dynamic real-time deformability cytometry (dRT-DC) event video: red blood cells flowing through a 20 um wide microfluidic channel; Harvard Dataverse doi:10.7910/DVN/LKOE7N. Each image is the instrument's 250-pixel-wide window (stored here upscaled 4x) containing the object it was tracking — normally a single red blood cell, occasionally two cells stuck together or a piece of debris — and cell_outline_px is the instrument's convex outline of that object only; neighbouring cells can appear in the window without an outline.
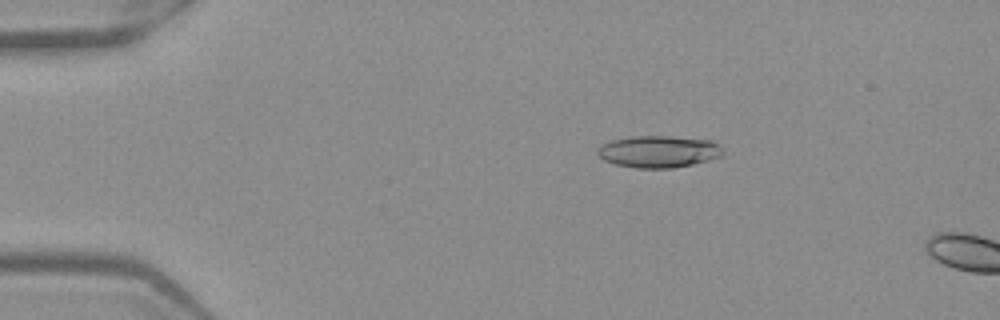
{"species": "Egyptian fruit bat (a non-hibernating species)", "species_latin": "Rousettus aegyptiacus", "temperature_condition": "warm", "stored_images_in_passage": 13, "camera_frame_rate_fps": 3000, "um_per_image_px": 0.085, "frame": {"image": 1, "passage_image": 10, "time_ms": 3.0, "image_size_px": [1000, 320], "cell_outline_px": [[724, 152], [720, 156], [708, 160], [692, 164], [672, 168], [636, 168], [616, 164], [604, 160], [596, 152], [596, 148], [600, 144], [612, 140], [628, 136], [668, 136], [712, 140]], "centroid_in_image_um": [55.93, 12.87], "position_along_channel_um": 29.1, "area_um2": 23.29}}